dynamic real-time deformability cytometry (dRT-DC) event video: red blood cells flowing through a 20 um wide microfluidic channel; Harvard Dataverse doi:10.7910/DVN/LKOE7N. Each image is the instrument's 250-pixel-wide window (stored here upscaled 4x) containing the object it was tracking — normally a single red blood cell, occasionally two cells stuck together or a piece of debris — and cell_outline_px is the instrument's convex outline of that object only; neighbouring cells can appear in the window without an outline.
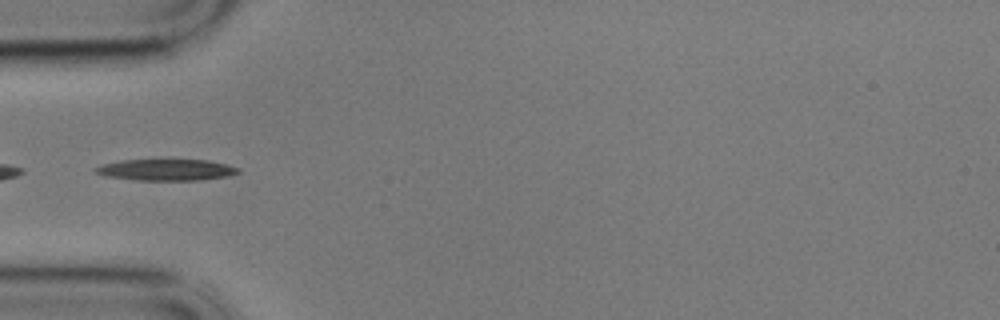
{"species": "common noctule bat (a hibernating species)", "species_latin": "Nyctalus noctula", "temperature_condition": "cold", "stored_images_in_passage": 39, "camera_frame_rate_fps": 3000, "um_per_image_px": 0.085, "animal": {"sex": "male", "body_mass_g": 17.9}, "frame": {"image": 1, "passage_image": 1, "time_ms": 0.0, "image_size_px": [1000, 320], "cell_outline_px": [[240, 172], [228, 176], [200, 180], [136, 180], [108, 176], [96, 172], [92, 168], [104, 164], [124, 160], [208, 160], [240, 168]], "centroid_in_image_um": [14.16, 14.44], "position_along_channel_um": 70.8, "area_um2": 17.51}}